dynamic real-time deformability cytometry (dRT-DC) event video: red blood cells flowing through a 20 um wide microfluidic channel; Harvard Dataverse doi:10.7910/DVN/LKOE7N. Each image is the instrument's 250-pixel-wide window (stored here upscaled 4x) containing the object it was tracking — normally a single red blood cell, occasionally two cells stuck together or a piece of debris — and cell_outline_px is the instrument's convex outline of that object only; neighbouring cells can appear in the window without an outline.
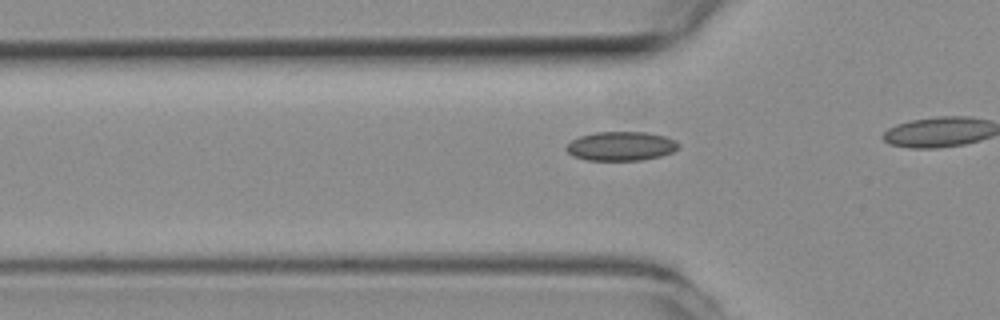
{"species": "common noctule bat (a hibernating species)", "species_latin": "Nyctalus noctula", "temperature_condition": "room temperature", "stored_images_in_passage": 19, "camera_frame_rate_fps": 3000, "um_per_image_px": 0.085, "animal": {"sex": "female", "body_mass_g": 19.3, "forearm_length_mm": 54.1}, "frame": {"image": 1, "passage_image": 14, "time_ms": 4.333, "image_size_px": [1000, 320], "cell_outline_px": [[680, 148], [672, 152], [660, 156], [640, 160], [588, 160], [572, 156], [564, 148], [572, 140], [580, 136], [596, 132], [648, 132], [664, 136], [676, 140], [680, 144]], "centroid_in_image_um": [52.8, 12.42], "position_along_channel_um": 73.0, "area_um2": 19.07}}